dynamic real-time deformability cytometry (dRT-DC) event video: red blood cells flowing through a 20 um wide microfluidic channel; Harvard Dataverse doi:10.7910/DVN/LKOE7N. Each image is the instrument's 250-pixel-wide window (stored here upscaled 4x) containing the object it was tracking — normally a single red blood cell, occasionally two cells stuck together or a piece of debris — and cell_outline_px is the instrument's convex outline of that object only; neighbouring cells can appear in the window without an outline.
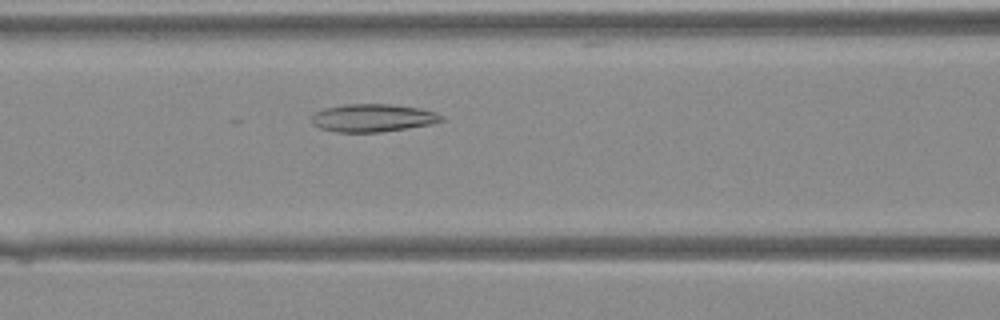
{"species": "Egyptian fruit bat (a non-hibernating species)", "species_latin": "Rousettus aegyptiacus", "temperature_condition": "warm", "stored_images_in_passage": 29, "camera_frame_rate_fps": 3000, "um_per_image_px": 0.085, "animal": {"sex": "female"}, "frame": {"image": 1, "passage_image": 6, "time_ms": 1.667, "image_size_px": [1000, 320], "cell_outline_px": [[444, 120], [432, 124], [380, 132], [336, 132], [320, 128], [312, 124], [308, 116], [312, 112], [324, 108], [344, 104], [392, 104], [420, 108], [436, 112], [444, 116]], "centroid_in_image_um": [31.64, 10.01], "position_along_channel_um": 135.0, "area_um2": 21.44}}
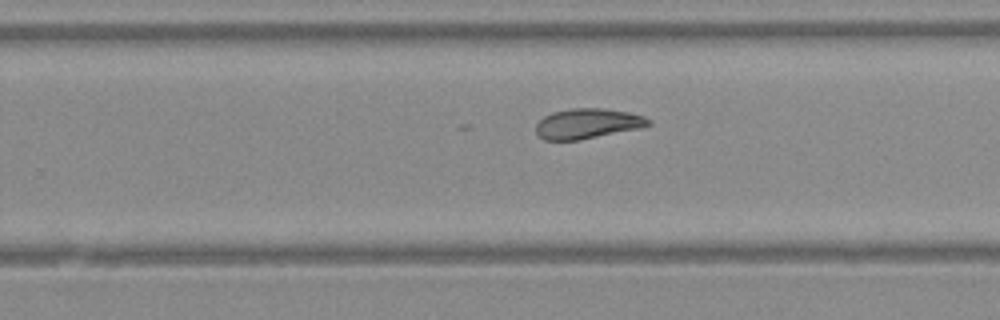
{"frame": {"image": 2, "passage_image": 15, "time_ms": 4.667, "image_size_px": [1000, 320], "cell_outline_px": [[652, 124], [640, 128], [580, 140], [544, 140], [536, 132], [536, 124], [544, 116], [552, 112], [572, 108], [604, 108], [628, 112], [644, 116], [652, 120]], "centroid_in_image_um": [49.96, 10.5], "position_along_channel_um": 279.8, "area_um2": 19.83}}
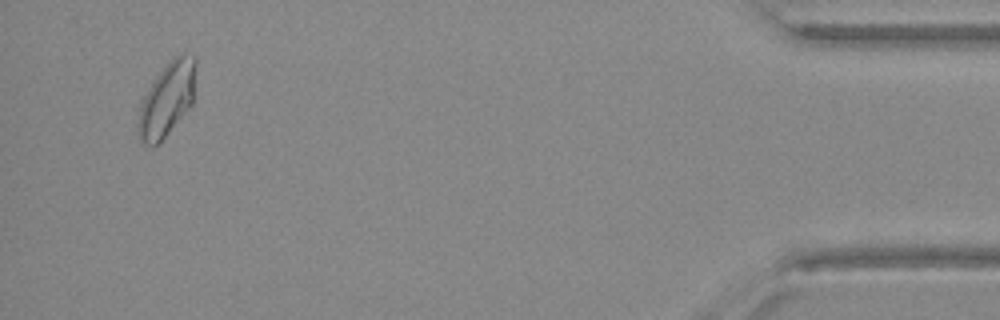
{"frame": {"image": 3, "passage_image": 28, "time_ms": 9.0, "image_size_px": [1000, 320], "cell_outline_px": [[196, 64], [192, 104], [160, 144], [152, 148], [144, 144], [140, 140], [136, 132], [136, 124], [140, 100], [156, 76], [172, 56], [180, 52], [196, 56]], "centroid_in_image_um": [14.15, 8.46], "position_along_channel_um": 421.1, "area_um2": 25.61}}